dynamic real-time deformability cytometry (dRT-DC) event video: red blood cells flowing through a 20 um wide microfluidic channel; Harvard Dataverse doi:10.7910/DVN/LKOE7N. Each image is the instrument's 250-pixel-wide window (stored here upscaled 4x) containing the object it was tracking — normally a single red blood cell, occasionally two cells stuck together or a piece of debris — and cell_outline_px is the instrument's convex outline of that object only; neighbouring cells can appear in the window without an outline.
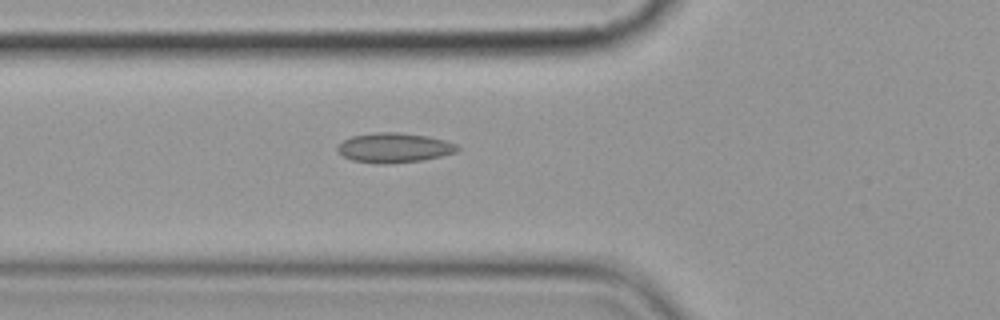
{"species": "common noctule bat (a hibernating species)", "species_latin": "Nyctalus noctula", "temperature_condition": "cold", "stored_images_in_passage": 6, "camera_frame_rate_fps": 3000, "um_per_image_px": 0.085, "animal": {"sex": "female", "body_mass_g": 19.9}, "frame": {"image": 1, "passage_image": 6, "time_ms": 5.667, "image_size_px": [1000, 320], "cell_outline_px": [[460, 148], [456, 152], [440, 156], [420, 160], [384, 164], [380, 164], [352, 160], [344, 156], [336, 148], [344, 140], [352, 136], [376, 132], [396, 132], [428, 136], [448, 140], [456, 144]], "centroid_in_image_um": [33.53, 12.55], "position_along_channel_um": 92.3, "area_um2": 20.58}}